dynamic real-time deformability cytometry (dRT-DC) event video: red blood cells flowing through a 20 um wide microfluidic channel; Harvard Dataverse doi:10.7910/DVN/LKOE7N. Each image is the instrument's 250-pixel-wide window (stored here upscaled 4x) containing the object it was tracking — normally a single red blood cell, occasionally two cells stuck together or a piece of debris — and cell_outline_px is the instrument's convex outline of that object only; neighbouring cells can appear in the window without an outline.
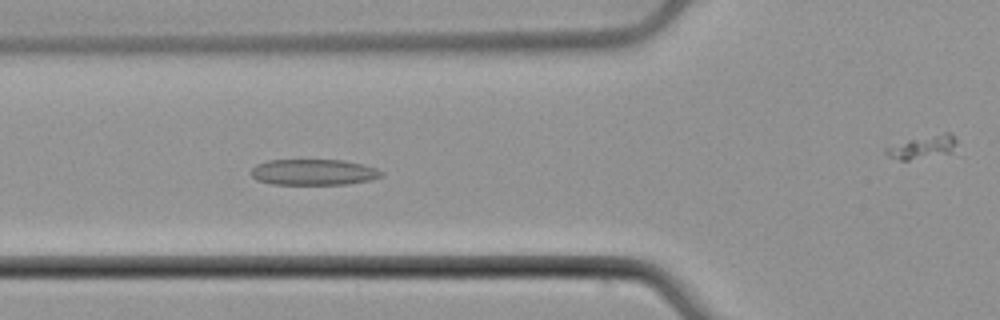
{"species": "common noctule bat (a hibernating species)", "species_latin": "Nyctalus noctula", "temperature_condition": "cold", "stored_images_in_passage": 40, "camera_frame_rate_fps": 3000, "um_per_image_px": 0.085, "animal": {"sex": "male", "body_mass_g": 21.5, "forearm_length_mm": 52.0}, "frame": {"image": 1, "passage_image": 13, "time_ms": 4.0, "image_size_px": [1000, 320], "cell_outline_px": [[384, 176], [368, 180], [348, 184], [272, 184], [256, 180], [248, 172], [256, 164], [268, 160], [344, 160], [376, 168], [384, 172]], "centroid_in_image_um": [26.62, 14.63], "position_along_channel_um": 99.2, "area_um2": 19.77}}
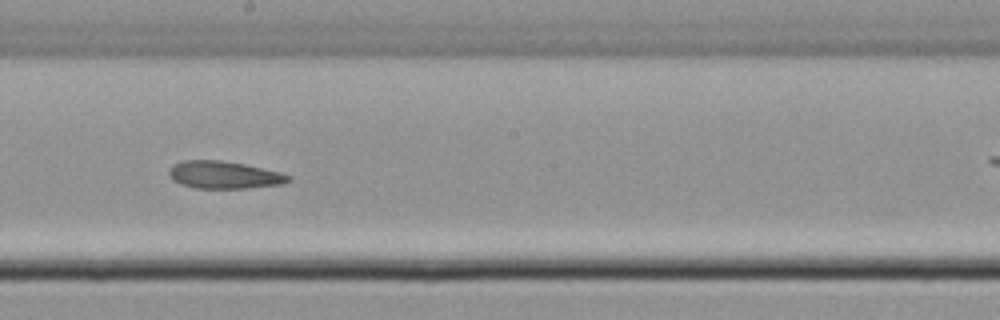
{"frame": {"image": 2, "passage_image": 23, "time_ms": 7.333, "image_size_px": [1000, 320], "cell_outline_px": [[292, 180], [284, 184], [248, 188], [196, 188], [180, 184], [172, 180], [168, 172], [168, 168], [172, 164], [184, 160], [220, 160], [244, 164], [280, 172], [292, 176]], "centroid_in_image_um": [19.04, 14.87], "position_along_channel_um": 229.2, "area_um2": 19.31}}
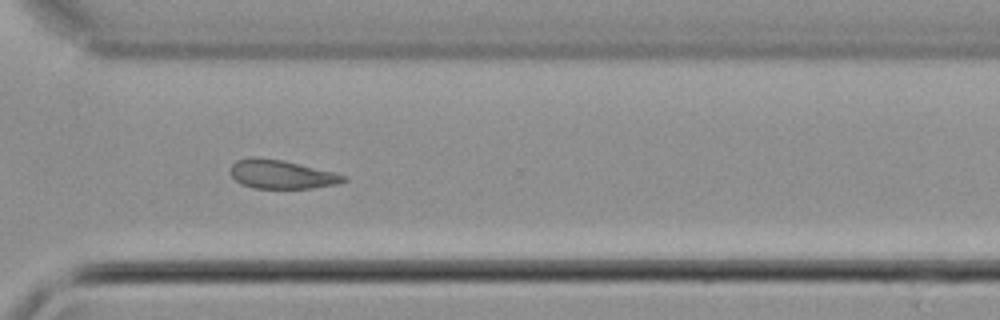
{"frame": {"image": 3, "passage_image": 32, "time_ms": 10.333, "image_size_px": [1000, 320], "cell_outline_px": [[348, 180], [340, 184], [312, 188], [252, 188], [240, 184], [232, 176], [232, 164], [236, 160], [248, 156], [256, 156], [284, 160], [348, 176]], "centroid_in_image_um": [23.93, 14.81], "position_along_channel_um": 346.7, "area_um2": 19.13}}